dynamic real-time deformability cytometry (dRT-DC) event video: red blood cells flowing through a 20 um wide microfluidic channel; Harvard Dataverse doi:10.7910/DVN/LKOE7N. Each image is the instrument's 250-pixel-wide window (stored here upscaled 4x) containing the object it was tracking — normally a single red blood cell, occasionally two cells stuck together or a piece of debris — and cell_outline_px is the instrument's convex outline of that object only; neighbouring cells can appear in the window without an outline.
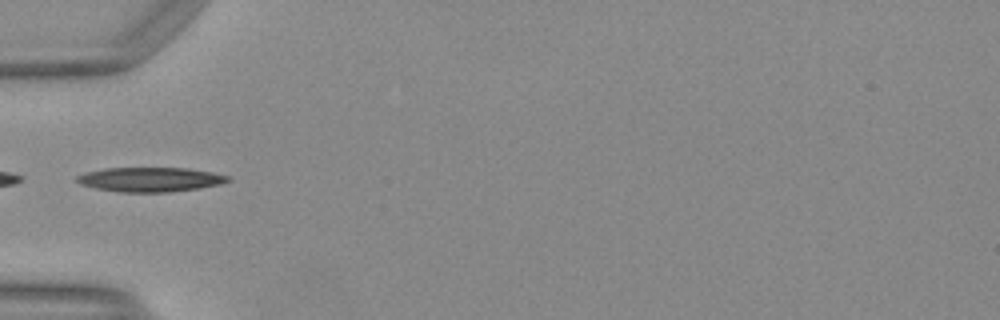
{"species": "Egyptian fruit bat (a non-hibernating species)", "species_latin": "Rousettus aegyptiacus", "temperature_condition": "warm", "stored_images_in_passage": 34, "camera_frame_rate_fps": 3000, "um_per_image_px": 0.085, "animal": {"sex": "female"}, "frame": {"image": 1, "passage_image": 1, "time_ms": 0.0, "image_size_px": [1000, 320], "cell_outline_px": [[232, 180], [220, 184], [200, 188], [168, 192], [120, 192], [96, 188], [80, 184], [76, 180], [76, 176], [84, 172], [104, 168], [188, 168], [212, 172], [232, 176]], "centroid_in_image_um": [12.79, 15.25], "position_along_channel_um": 72.2, "area_um2": 21.68}, "authors_computed_cell_mechanics": {"area_um2": 20.3456, "velocity_mm_per_s": 4.1494, "shape_relaxation_time_tau1_ms": 5.2931, "shape_relaxation_time_tau2_ms": 2.1672, "deformation_change_tau1": 0.2258, "deformation_change_tau2": 0.1064}}